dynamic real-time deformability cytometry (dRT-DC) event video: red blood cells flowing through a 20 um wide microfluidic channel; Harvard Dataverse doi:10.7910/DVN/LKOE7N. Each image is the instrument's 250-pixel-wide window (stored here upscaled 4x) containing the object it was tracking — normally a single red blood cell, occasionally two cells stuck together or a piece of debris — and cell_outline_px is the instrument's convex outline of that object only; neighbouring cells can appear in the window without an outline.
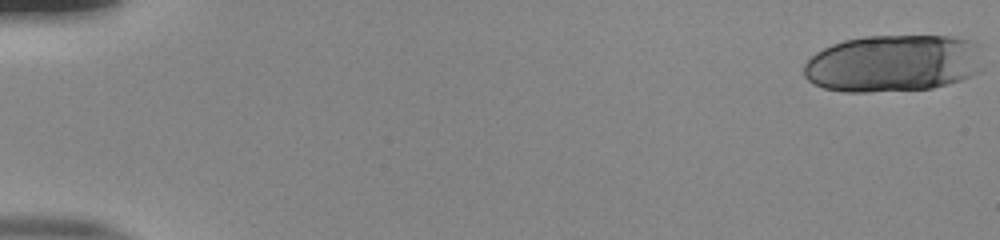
{"species": "human", "species_latin": "Homo sapiens", "temperature_condition": "room temperature", "stored_images_in_passage": 21, "camera_frame_rate_fps": 3000, "um_per_image_px": 0.085, "donor": {"sex": "male"}, "frame": {"image": 1, "passage_image": 1, "time_ms": 0.0, "image_size_px": [1000, 240], "cell_outline_px": [[984, 44], [980, 72], [972, 76], [948, 84], [932, 88], [868, 92], [844, 92], [824, 88], [812, 84], [804, 76], [804, 64], [816, 52], [832, 44], [844, 40], [864, 36], [952, 36], [972, 40]], "centroid_in_image_um": [75.98, 5.37], "position_along_channel_um": 9.0, "area_um2": 60.69}}
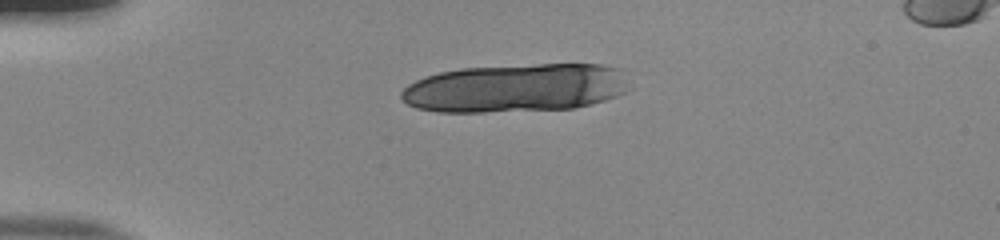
{"frame": {"image": 2, "passage_image": 14, "time_ms": 4.333, "image_size_px": [1000, 240], "cell_outline_px": [[632, 88], [616, 96], [604, 100], [576, 108], [484, 112], [436, 112], [416, 108], [408, 104], [400, 96], [400, 92], [408, 84], [424, 76], [440, 72], [460, 68], [540, 64], [600, 64], [624, 68]], "centroid_in_image_um": [43.88, 7.47], "position_along_channel_um": 41.1, "area_um2": 65.08}}